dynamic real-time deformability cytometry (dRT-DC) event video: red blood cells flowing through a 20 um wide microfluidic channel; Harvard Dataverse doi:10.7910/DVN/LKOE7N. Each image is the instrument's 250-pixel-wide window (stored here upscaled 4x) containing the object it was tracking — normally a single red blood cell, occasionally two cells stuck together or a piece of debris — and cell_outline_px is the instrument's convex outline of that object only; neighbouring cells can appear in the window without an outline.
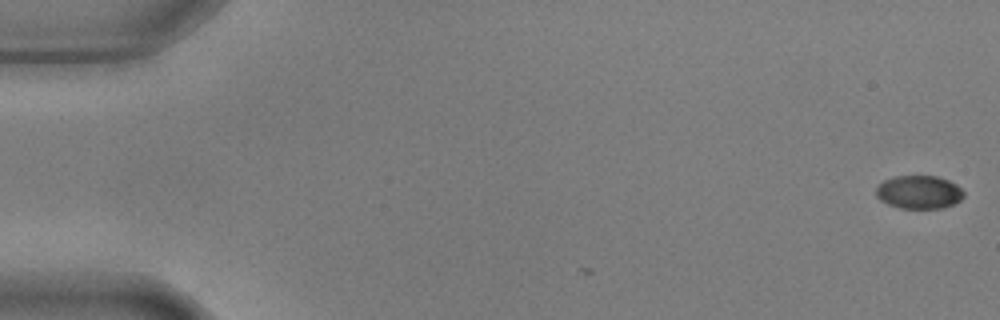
{"species": "common noctule bat (a hibernating species)", "species_latin": "Nyctalus noctula", "temperature_condition": "warm", "stored_images_in_passage": 4, "camera_frame_rate_fps": 3000, "um_per_image_px": 0.085, "animal": {"sex": "male", "body_mass_g": 17.9, "forearm_length_mm": 54.2}, "frame": {"image": 1, "passage_image": 1, "time_ms": 0.0, "image_size_px": [1000, 320], "cell_outline_px": [[964, 196], [960, 200], [944, 208], [900, 208], [888, 204], [880, 200], [876, 196], [876, 188], [884, 180], [896, 176], [936, 176], [948, 180], [956, 184], [964, 192]], "centroid_in_image_um": [78.11, 16.33], "position_along_channel_um": 6.9, "area_um2": 16.94}}